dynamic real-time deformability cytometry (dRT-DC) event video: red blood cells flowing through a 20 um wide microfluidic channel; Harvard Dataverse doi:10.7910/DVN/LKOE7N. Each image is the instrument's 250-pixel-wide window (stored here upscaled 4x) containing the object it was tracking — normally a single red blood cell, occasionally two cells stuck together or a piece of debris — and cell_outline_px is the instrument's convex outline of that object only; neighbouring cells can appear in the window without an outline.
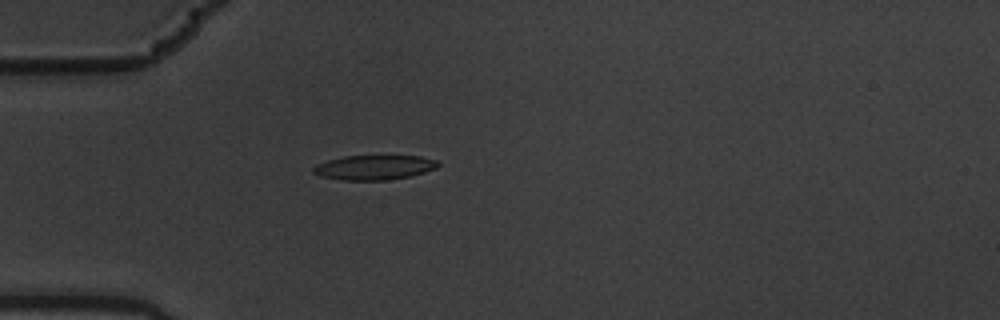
{"species": "common noctule bat (a hibernating species)", "species_latin": "Nyctalus noctula", "temperature_condition": "warm", "stored_images_in_passage": 3, "camera_frame_rate_fps": 3000, "um_per_image_px": 0.085, "animal": {"sex": "male", "body_mass_g": 19.5, "forearm_length_mm": 54.6}, "frame": {"image": 1, "passage_image": 3, "time_ms": 0.667, "image_size_px": [1000, 320], "cell_outline_px": [[440, 164], [436, 168], [424, 172], [408, 176], [388, 180], [340, 180], [320, 176], [312, 172], [312, 168], [316, 164], [328, 160], [344, 156], [420, 156], [436, 160]], "centroid_in_image_um": [31.77, 14.23], "position_along_channel_um": 53.2, "area_um2": 17.86}}